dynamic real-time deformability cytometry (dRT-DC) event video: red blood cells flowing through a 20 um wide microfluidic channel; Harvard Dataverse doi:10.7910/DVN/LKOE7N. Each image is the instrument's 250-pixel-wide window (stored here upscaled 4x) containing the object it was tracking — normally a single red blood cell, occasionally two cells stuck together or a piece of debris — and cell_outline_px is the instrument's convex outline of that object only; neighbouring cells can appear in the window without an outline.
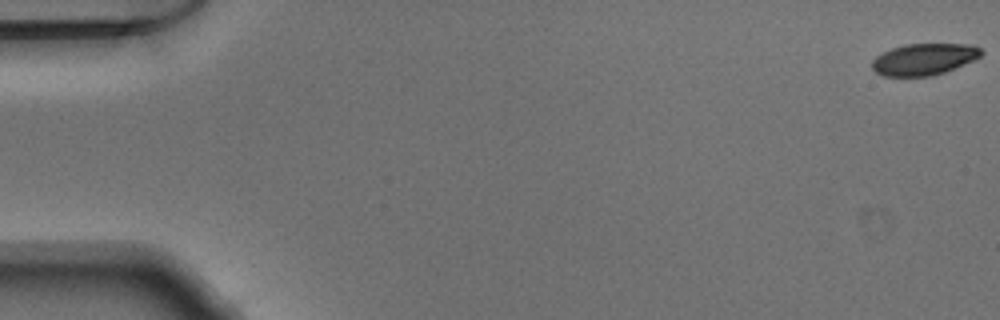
{"species": "Egyptian fruit bat (a non-hibernating species)", "species_latin": "Rousettus aegyptiacus", "temperature_condition": "warm", "stored_images_in_passage": 52, "camera_frame_rate_fps": 3000, "um_per_image_px": 0.085, "animal": {"sex": "male"}, "frame": {"image": 1, "passage_image": 1, "time_ms": 0.0, "image_size_px": [1000, 320], "cell_outline_px": [[984, 52], [980, 56], [972, 60], [944, 72], [932, 76], [884, 76], [876, 72], [872, 68], [872, 60], [876, 56], [892, 48], [904, 44], [972, 44], [980, 48]], "centroid_in_image_um": [78.52, 5.03], "position_along_channel_um": 6.5, "area_um2": 19.94}}
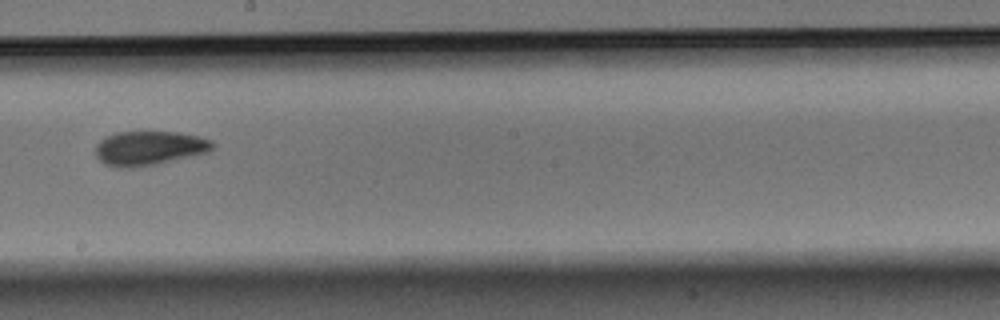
{"frame": {"image": 2, "passage_image": 30, "time_ms": 9.667, "image_size_px": [1000, 320], "cell_outline_px": [[216, 144], [208, 152], [156, 164], [132, 168], [116, 168], [104, 164], [96, 156], [96, 144], [104, 136], [116, 132], [180, 132], [212, 140]], "centroid_in_image_um": [12.65, 12.59], "position_along_channel_um": 235.6, "area_um2": 23.47}}
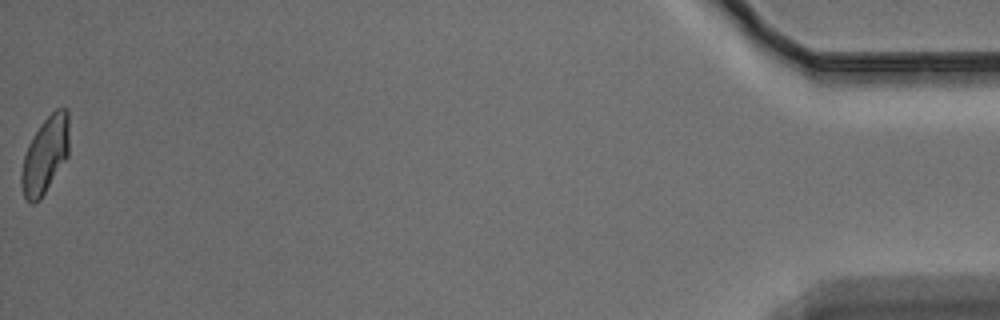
{"frame": {"image": 3, "passage_image": 52, "time_ms": 17.0, "image_size_px": [1000, 320], "cell_outline_px": [[68, 156], [40, 200], [32, 204], [28, 204], [24, 196], [20, 184], [20, 172], [24, 156], [28, 144], [32, 136], [40, 124], [56, 108], [68, 108]], "centroid_in_image_um": [3.81, 13.2], "position_along_channel_um": 431.4, "area_um2": 21.44}}